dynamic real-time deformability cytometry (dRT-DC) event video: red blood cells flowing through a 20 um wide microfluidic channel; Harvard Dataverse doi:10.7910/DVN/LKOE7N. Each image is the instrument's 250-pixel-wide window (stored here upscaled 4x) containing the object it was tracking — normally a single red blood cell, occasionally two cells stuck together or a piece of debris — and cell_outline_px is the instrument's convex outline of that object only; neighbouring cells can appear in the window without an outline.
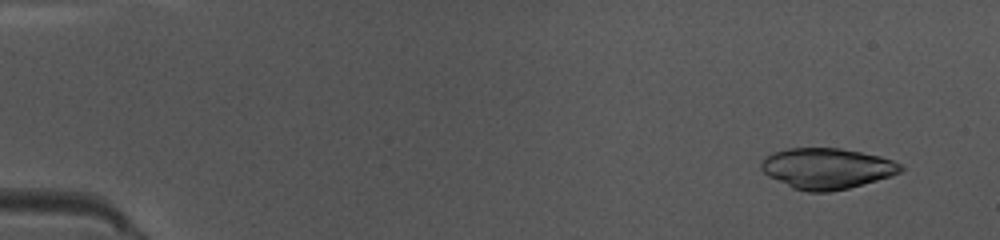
{"species": "common noctule bat (a hibernating species)", "species_latin": "Nyctalus noctula", "temperature_condition": "warm", "stored_images_in_passage": 49, "camera_frame_rate_fps": 3000, "um_per_image_px": 0.085, "animal": {"sex": "female", "body_mass_g": 10.0, "forearm_length_mm": 53.1}, "frame": {"image": 1, "passage_image": 4, "time_ms": 1.0, "image_size_px": [1000, 240], "cell_outline_px": [[904, 168], [900, 172], [892, 176], [848, 188], [828, 192], [808, 192], [792, 188], [768, 176], [760, 168], [760, 164], [764, 156], [772, 152], [788, 148], [840, 148], [880, 156], [892, 160], [900, 164]], "centroid_in_image_um": [70.25, 14.31], "position_along_channel_um": 14.8, "area_um2": 33.23}}